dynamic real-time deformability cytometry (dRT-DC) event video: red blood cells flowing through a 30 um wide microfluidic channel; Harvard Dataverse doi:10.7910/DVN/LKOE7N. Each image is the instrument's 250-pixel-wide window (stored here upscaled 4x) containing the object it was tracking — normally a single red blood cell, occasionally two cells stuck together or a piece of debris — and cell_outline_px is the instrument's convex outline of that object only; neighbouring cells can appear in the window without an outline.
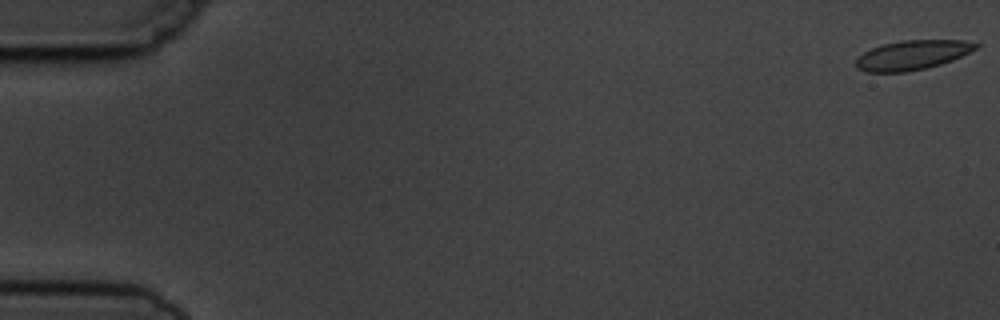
{"species": "common noctule bat (a hibernating species)", "species_latin": "Nyctalus noctula", "temperature_condition": "cold", "stored_images_in_passage": 5, "camera_frame_rate_fps": 3000, "um_per_image_px": 0.085, "animal": {"sex": "male", "body_mass_g": 19.5, "forearm_length_mm": 54.6}, "frame": {"image": 1, "passage_image": 1, "time_ms": 0.0, "image_size_px": [1000, 320], "cell_outline_px": [[980, 48], [952, 60], [940, 64], [924, 68], [904, 72], [864, 72], [856, 68], [856, 60], [864, 52], [872, 48], [884, 44], [904, 40], [964, 40], [980, 44]], "centroid_in_image_um": [77.58, 4.67], "position_along_channel_um": 7.4, "area_um2": 20.52}}
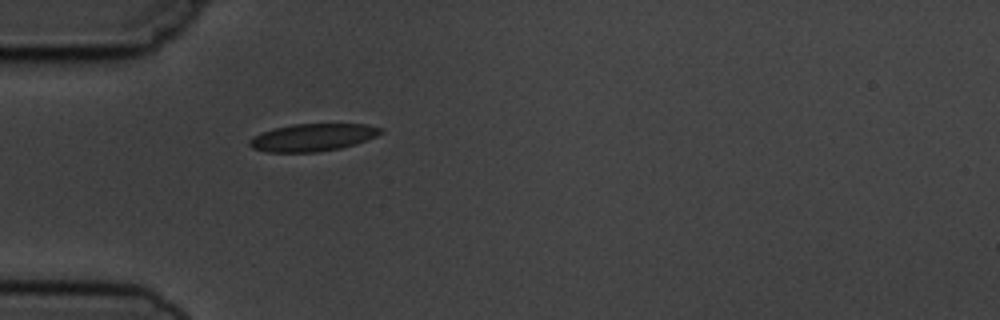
{"frame": {"image": 2, "passage_image": 5, "time_ms": 5.333, "image_size_px": [1000, 320], "cell_outline_px": [[380, 132], [376, 136], [356, 144], [340, 148], [316, 152], [264, 152], [252, 148], [248, 144], [248, 140], [252, 136], [260, 132], [292, 124], [368, 124], [380, 128]], "centroid_in_image_um": [26.5, 11.68], "position_along_channel_um": 58.5, "area_um2": 20.98}}